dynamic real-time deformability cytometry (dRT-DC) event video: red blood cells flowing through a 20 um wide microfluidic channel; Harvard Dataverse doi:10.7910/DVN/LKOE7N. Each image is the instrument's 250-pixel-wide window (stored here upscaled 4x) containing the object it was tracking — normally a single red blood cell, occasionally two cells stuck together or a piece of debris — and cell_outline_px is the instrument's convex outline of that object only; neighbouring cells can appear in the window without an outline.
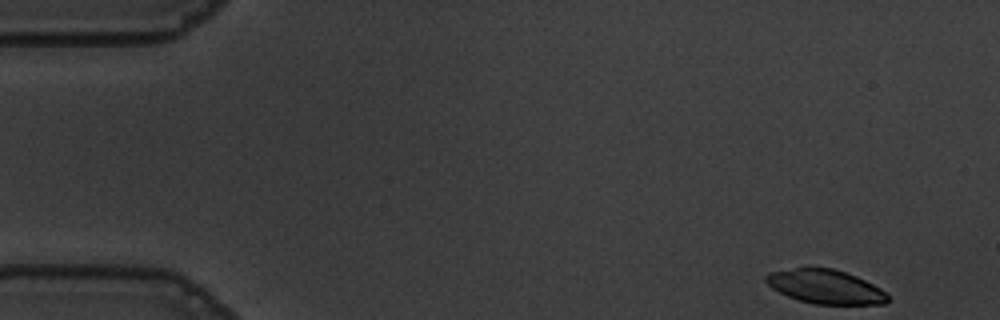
{"species": "common noctule bat (a hibernating species)", "species_latin": "Nyctalus noctula", "temperature_condition": "warm", "stored_images_in_passage": 53, "camera_frame_rate_fps": 3000, "um_per_image_px": 0.085, "animal": {"sex": "male", "body_mass_g": 19.5, "forearm_length_mm": 54.6}, "frame": {"image": 1, "passage_image": 1, "time_ms": 0.0, "image_size_px": [1000, 320], "cell_outline_px": [[888, 300], [884, 304], [812, 304], [788, 296], [772, 288], [764, 280], [764, 276], [768, 272], [796, 268], [832, 268], [856, 276], [880, 288], [888, 296]], "centroid_in_image_um": [70.13, 24.37], "position_along_channel_um": 14.9, "area_um2": 23.87}}
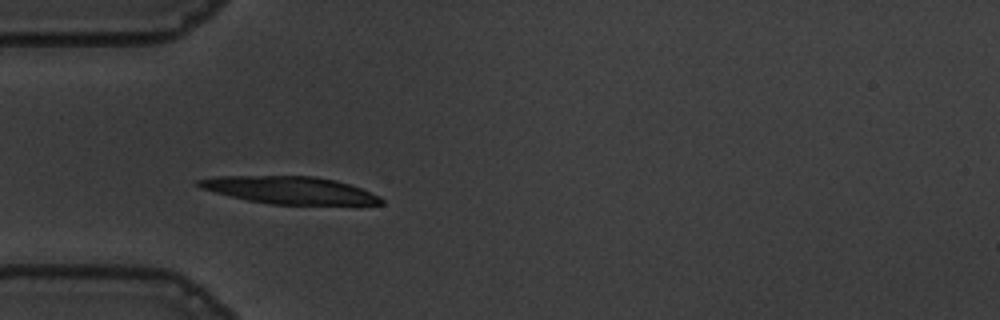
{"frame": {"image": 2, "passage_image": 14, "time_ms": 4.333, "image_size_px": [1000, 320], "cell_outline_px": [[384, 204], [268, 204], [248, 200], [200, 188], [192, 184], [196, 180], [216, 176], [312, 176], [336, 180], [360, 188], [380, 196], [384, 200]], "centroid_in_image_um": [24.58, 16.15], "position_along_channel_um": 60.4, "area_um2": 28.9}}
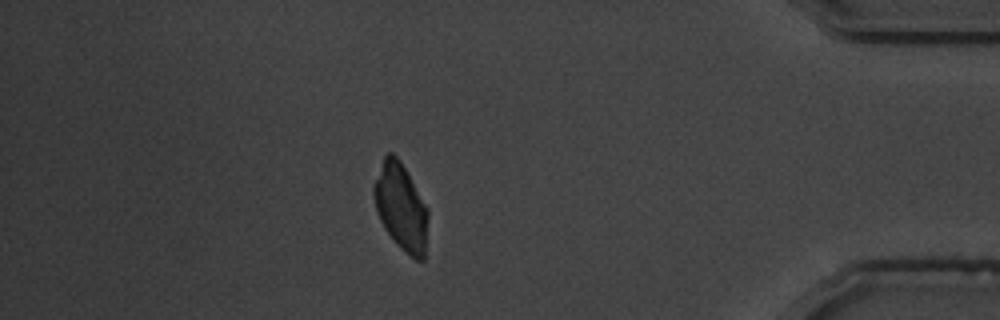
{"frame": {"image": 3, "passage_image": 46, "time_ms": 15.0, "image_size_px": [1000, 320], "cell_outline_px": [[428, 216], [424, 260], [416, 260], [404, 252], [396, 244], [384, 228], [380, 220], [376, 208], [372, 192], [372, 184], [384, 156], [388, 152], [392, 152], [400, 160], [428, 208]], "centroid_in_image_um": [34.07, 17.59], "position_along_channel_um": 401.1, "area_um2": 27.51}, "authors_computed_cell_mechanics": {"area_um2": 28.9, "velocity_mm_per_s": 3.6032, "shape_relaxation_time_tau1_ms": 9.1402, "shape_relaxation_time_tau2_ms": 2.2573, "deformation_change_tau1": 0.3689, "deformation_change_tau2": 0.0333}}